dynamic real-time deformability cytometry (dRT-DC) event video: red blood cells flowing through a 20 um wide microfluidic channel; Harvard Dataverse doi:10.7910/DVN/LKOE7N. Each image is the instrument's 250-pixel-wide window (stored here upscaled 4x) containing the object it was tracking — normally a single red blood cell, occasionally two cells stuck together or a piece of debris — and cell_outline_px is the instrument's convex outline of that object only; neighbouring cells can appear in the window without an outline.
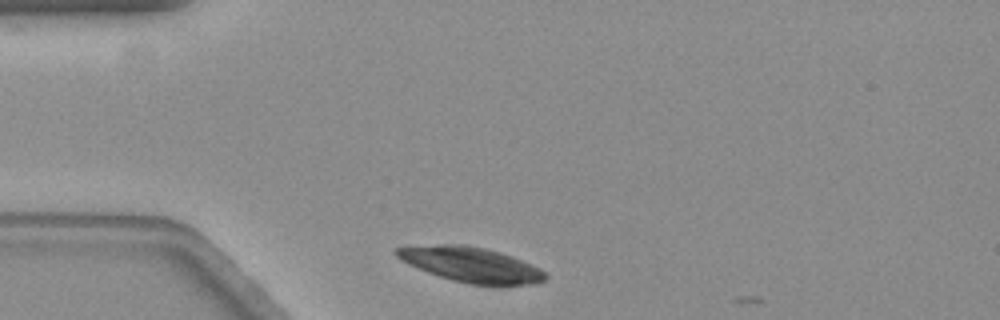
{"species": "common noctule bat (a hibernating species)", "species_latin": "Nyctalus noctula", "temperature_condition": "warm", "stored_images_in_passage": 2, "camera_frame_rate_fps": 3000, "um_per_image_px": 0.085, "animal": {"sex": "female", "body_mass_g": 19.3, "forearm_length_mm": 54.1}, "frame": {"image": 1, "passage_image": 1, "time_ms": 0.0, "image_size_px": [1000, 320], "cell_outline_px": [[548, 280], [532, 284], [500, 288], [496, 288], [468, 284], [452, 280], [428, 272], [408, 264], [400, 260], [392, 252], [396, 248], [436, 244], [464, 244], [484, 248], [500, 252], [512, 256], [540, 268], [548, 272]], "centroid_in_image_um": [40.12, 22.54], "position_along_channel_um": 44.9, "area_um2": 31.27}}